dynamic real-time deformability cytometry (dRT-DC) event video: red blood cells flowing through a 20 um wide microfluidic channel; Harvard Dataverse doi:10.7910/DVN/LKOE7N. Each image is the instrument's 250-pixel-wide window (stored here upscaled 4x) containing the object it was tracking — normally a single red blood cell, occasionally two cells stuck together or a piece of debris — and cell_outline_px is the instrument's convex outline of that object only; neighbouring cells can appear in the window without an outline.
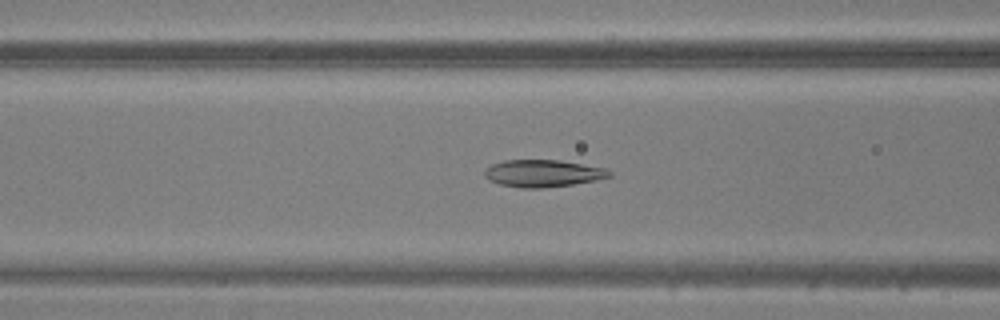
{"species": "common noctule bat (a hibernating species)", "species_latin": "Nyctalus noctula", "temperature_condition": "warm", "stored_images_in_passage": 33, "camera_frame_rate_fps": 3000, "um_per_image_px": 0.085, "animal": {"sex": "male", "body_mass_g": 20.5, "forearm_length_mm": 52.5}, "frame": {"image": 1, "passage_image": 4, "time_ms": 1.0, "image_size_px": [1000, 320], "cell_outline_px": [[612, 176], [596, 180], [572, 184], [544, 188], [524, 188], [500, 184], [484, 176], [484, 172], [492, 164], [504, 160], [560, 160], [608, 168], [612, 172]], "centroid_in_image_um": [46.21, 14.72], "position_along_channel_um": 120.4, "area_um2": 19.71}}
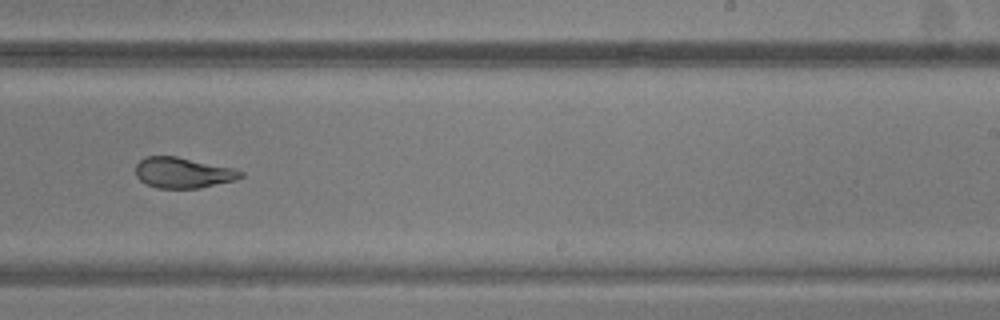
{"frame": {"image": 2, "passage_image": 15, "time_ms": 4.667, "image_size_px": [1000, 320], "cell_outline_px": [[244, 176], [236, 180], [200, 188], [156, 188], [140, 180], [136, 176], [136, 164], [144, 156], [176, 156], [236, 168], [244, 172]], "centroid_in_image_um": [15.59, 14.67], "position_along_channel_um": 273.4, "area_um2": 18.96}}
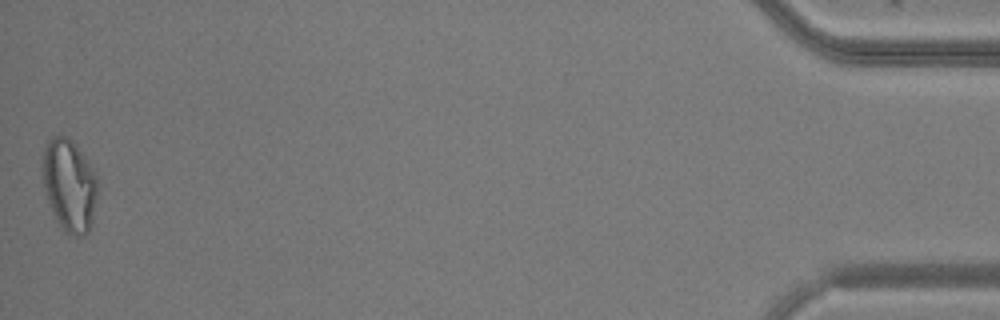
{"frame": {"image": 3, "passage_image": 33, "time_ms": 10.667, "image_size_px": [1000, 320], "cell_outline_px": [[100, 188], [92, 224], [88, 232], [84, 236], [76, 236], [64, 232], [60, 228], [52, 212], [44, 188], [40, 160], [48, 140], [52, 136], [68, 136], [76, 144], [88, 160], [96, 172]], "centroid_in_image_um": [5.92, 15.75], "position_along_channel_um": 429.3, "area_um2": 30.69}}